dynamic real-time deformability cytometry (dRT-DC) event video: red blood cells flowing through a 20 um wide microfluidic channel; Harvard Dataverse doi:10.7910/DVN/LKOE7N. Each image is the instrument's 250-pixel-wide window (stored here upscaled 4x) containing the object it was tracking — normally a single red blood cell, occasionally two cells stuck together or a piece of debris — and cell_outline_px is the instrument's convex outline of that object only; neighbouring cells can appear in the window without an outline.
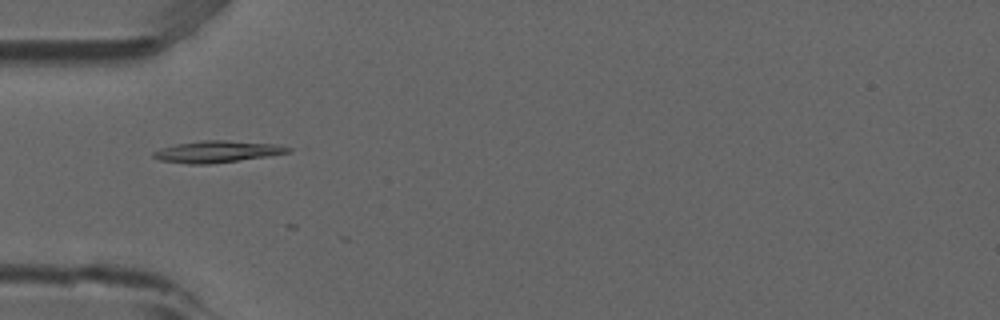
{"species": "common noctule bat (a hibernating species)", "species_latin": "Nyctalus noctula", "temperature_condition": "room temperature", "stored_images_in_passage": 5, "camera_frame_rate_fps": 3000, "um_per_image_px": 0.085, "animal": {"sex": "male", "forearm_length_mm": 52.5}, "frame": {"image": 1, "passage_image": 4, "time_ms": 1.0, "image_size_px": [1000, 320], "cell_outline_px": [[292, 152], [208, 164], [188, 164], [160, 160], [152, 156], [152, 152], [160, 148], [176, 144], [204, 140], [228, 140], [276, 144], [292, 148]], "centroid_in_image_um": [18.43, 12.88], "position_along_channel_um": 66.6, "area_um2": 16.82}}